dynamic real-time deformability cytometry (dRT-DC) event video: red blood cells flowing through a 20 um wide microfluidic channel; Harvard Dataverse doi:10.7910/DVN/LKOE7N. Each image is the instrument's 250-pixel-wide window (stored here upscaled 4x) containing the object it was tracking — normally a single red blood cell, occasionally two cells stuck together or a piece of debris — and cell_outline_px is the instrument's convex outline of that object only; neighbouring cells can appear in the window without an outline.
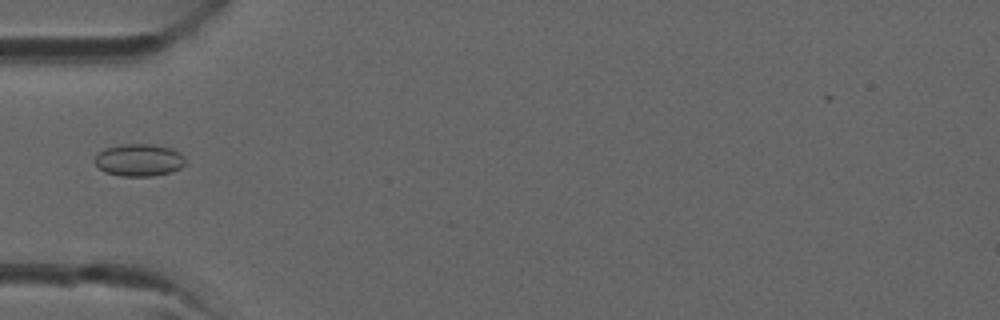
{"species": "common noctule bat (a hibernating species)", "species_latin": "Nyctalus noctula", "temperature_condition": "room temperature", "stored_images_in_passage": 38, "camera_frame_rate_fps": 3000, "um_per_image_px": 0.085, "animal": {"sex": "male", "forearm_length_mm": 52.5}, "frame": {"image": 1, "passage_image": 12, "time_ms": 3.667, "image_size_px": [1000, 320], "cell_outline_px": [[184, 164], [180, 168], [172, 172], [152, 176], [120, 176], [104, 172], [96, 164], [96, 156], [104, 148], [120, 144], [152, 144], [172, 148], [180, 152], [184, 156]], "centroid_in_image_um": [11.84, 13.6], "position_along_channel_um": 73.2, "area_um2": 17.11}}
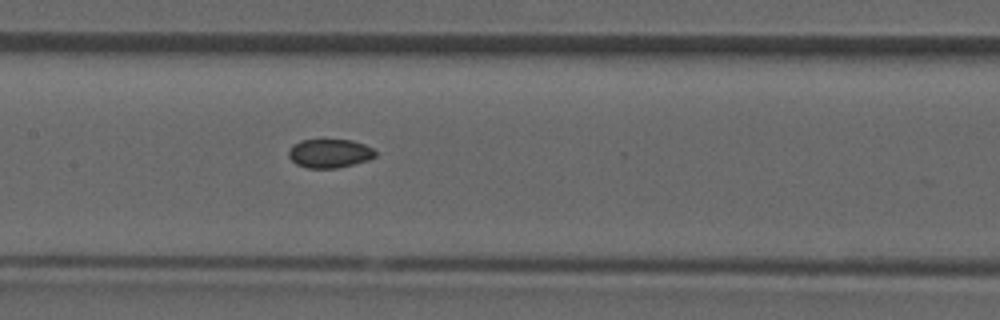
{"frame": {"image": 2, "passage_image": 18, "time_ms": 5.667, "image_size_px": [1000, 320], "cell_outline_px": [[376, 156], [368, 160], [336, 168], [308, 168], [296, 164], [288, 156], [288, 152], [292, 144], [300, 140], [352, 140], [364, 144], [372, 148], [376, 152]], "centroid_in_image_um": [28.0, 13.03], "position_along_channel_um": 179.4, "area_um2": 14.51}}
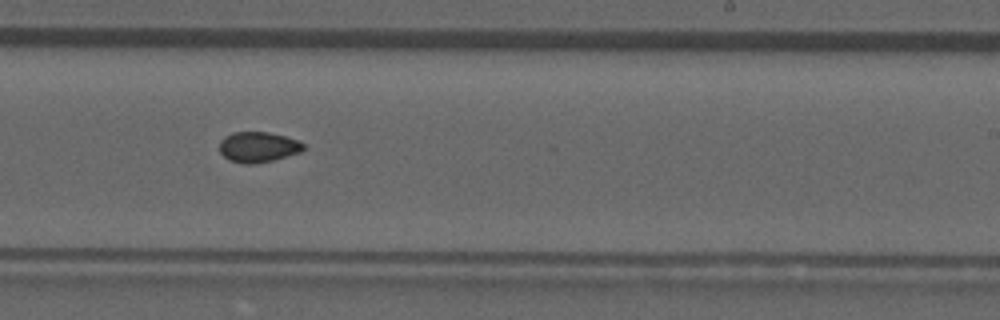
{"frame": {"image": 3, "passage_image": 23, "time_ms": 7.333, "image_size_px": [1000, 320], "cell_outline_px": [[304, 148], [300, 152], [272, 160], [252, 164], [244, 164], [228, 160], [220, 152], [220, 140], [224, 136], [232, 132], [268, 132], [300, 140], [304, 144]], "centroid_in_image_um": [21.92, 12.49], "position_along_channel_um": 267.1, "area_um2": 14.91}}